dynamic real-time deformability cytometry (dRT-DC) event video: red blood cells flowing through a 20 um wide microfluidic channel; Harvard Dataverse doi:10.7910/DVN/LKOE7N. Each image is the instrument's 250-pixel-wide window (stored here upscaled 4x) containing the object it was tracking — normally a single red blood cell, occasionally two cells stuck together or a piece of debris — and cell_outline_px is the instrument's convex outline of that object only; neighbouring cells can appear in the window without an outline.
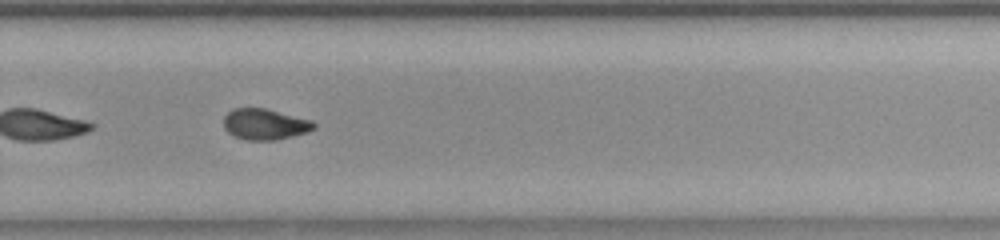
{"species": "common noctule bat (a hibernating species)", "species_latin": "Nyctalus noctula", "temperature_condition": "room temperature", "stored_images_in_passage": 36, "camera_frame_rate_fps": 3000, "um_per_image_px": 0.085, "animal": {"sex": "female", "body_mass_g": 23.0, "forearm_length_mm": 53.4}, "frame": {"image": 1, "passage_image": 21, "time_ms": 6.667, "image_size_px": [1000, 240], "cell_outline_px": [[316, 128], [308, 132], [276, 140], [248, 140], [236, 136], [228, 132], [224, 128], [224, 116], [232, 108], [268, 108], [312, 120], [316, 124]], "centroid_in_image_um": [22.54, 10.54], "position_along_channel_um": 307.3, "area_um2": 16.42}, "authors_computed_cell_mechanics": {"area_um2": 16.4441, "velocity_mm_per_s": 3.7678, "shape_relaxation_time_tau1_ms": null, "shape_relaxation_time_tau2_ms": 4.7903, "deformation_change_tau1": null, "deformation_change_tau2": 0.0695}}